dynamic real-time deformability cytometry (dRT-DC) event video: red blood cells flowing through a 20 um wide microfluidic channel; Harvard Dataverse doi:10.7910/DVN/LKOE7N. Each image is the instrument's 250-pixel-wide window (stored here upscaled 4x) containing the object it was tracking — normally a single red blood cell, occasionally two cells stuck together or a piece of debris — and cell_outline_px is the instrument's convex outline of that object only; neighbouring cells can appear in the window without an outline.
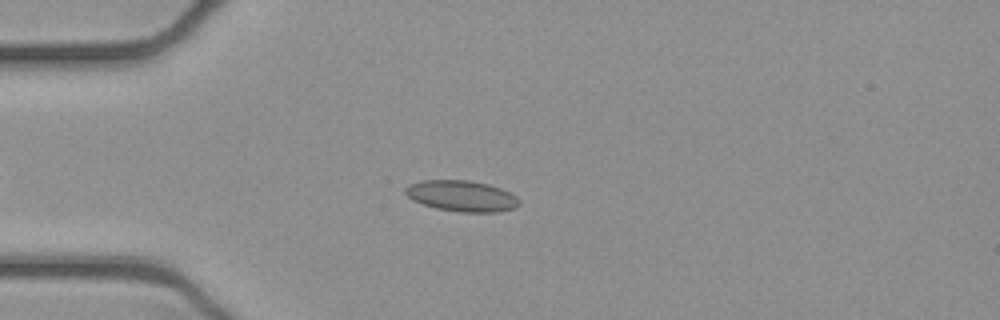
{"species": "common noctule bat (a hibernating species)", "species_latin": "Nyctalus noctula", "temperature_condition": "cold", "stored_images_in_passage": 34, "camera_frame_rate_fps": 3000, "um_per_image_px": 0.085, "animal": {"sex": "female", "body_mass_g": 21.9}, "frame": {"image": 1, "passage_image": 13, "time_ms": 4.0, "image_size_px": [1000, 320], "cell_outline_px": [[520, 204], [516, 208], [496, 212], [460, 212], [436, 208], [424, 204], [408, 196], [404, 192], [404, 188], [408, 184], [420, 180], [468, 180], [488, 184], [500, 188], [516, 196], [520, 200]], "centroid_in_image_um": [39.25, 16.65], "position_along_channel_um": 45.7, "area_um2": 20.52}}
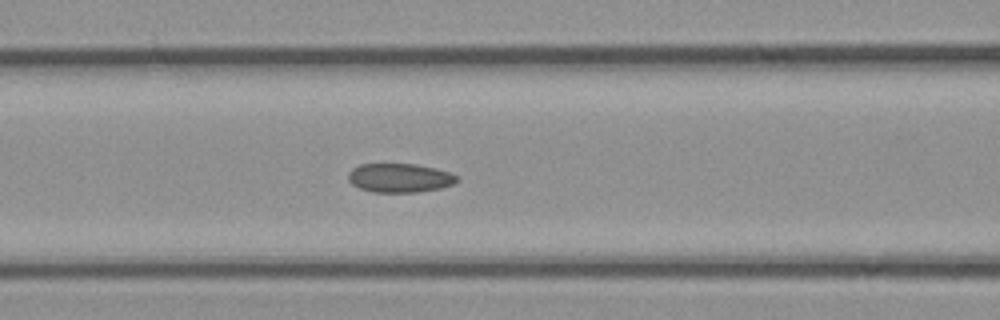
{"frame": {"image": 2, "passage_image": 21, "time_ms": 6.667, "image_size_px": [1000, 320], "cell_outline_px": [[460, 180], [452, 184], [440, 188], [420, 192], [372, 192], [360, 188], [352, 184], [348, 180], [348, 172], [352, 168], [360, 164], [416, 164], [436, 168], [452, 172]], "centroid_in_image_um": [33.98, 15.12], "position_along_channel_um": 132.6, "area_um2": 18.5}}
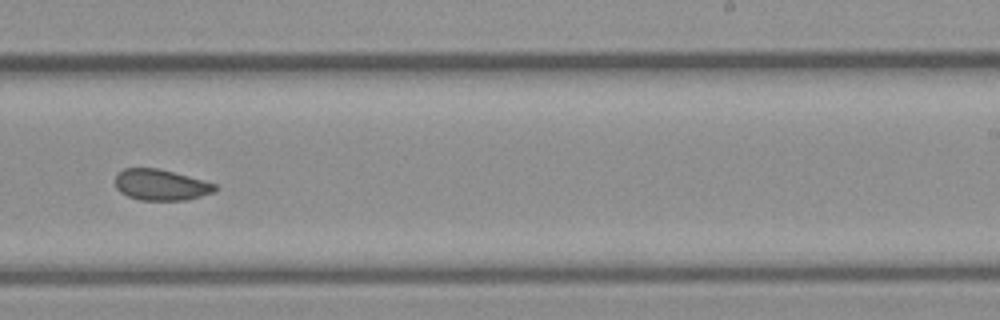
{"frame": {"image": 3, "passage_image": 32, "time_ms": 10.333, "image_size_px": [1000, 320], "cell_outline_px": [[216, 192], [184, 200], [140, 200], [128, 196], [120, 192], [116, 188], [116, 172], [124, 168], [156, 168], [204, 180], [216, 184]], "centroid_in_image_um": [13.66, 15.71], "position_along_channel_um": 275.3, "area_um2": 17.98}}